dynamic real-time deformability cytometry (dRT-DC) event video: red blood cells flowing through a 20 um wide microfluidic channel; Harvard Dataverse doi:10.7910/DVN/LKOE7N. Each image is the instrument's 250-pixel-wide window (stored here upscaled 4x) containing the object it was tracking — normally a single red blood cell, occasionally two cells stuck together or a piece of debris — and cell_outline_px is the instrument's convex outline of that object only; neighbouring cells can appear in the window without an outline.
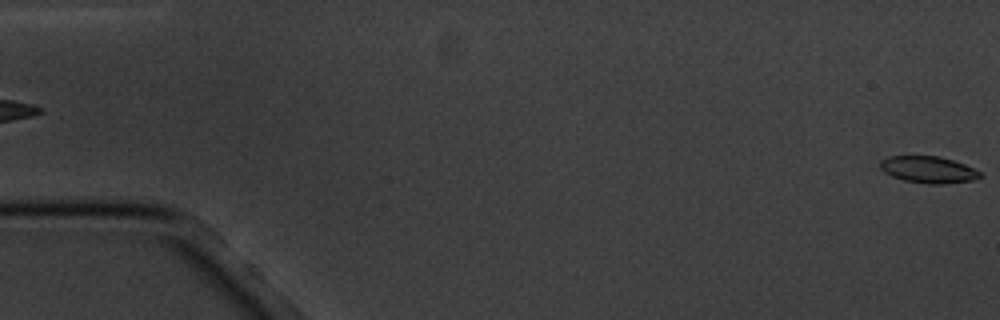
{"species": "common noctule bat (a hibernating species)", "species_latin": "Nyctalus noctula", "temperature_condition": "cold", "stored_images_in_passage": 5, "segment_of_instrument_passage": [2, 2], "camera_frame_rate_fps": 3000, "um_per_image_px": 0.085, "animal": {"sex": "male", "body_mass_g": 20.1, "forearm_length_mm": 53.5}, "frame": {"image": 1, "passage_image": 5, "time_ms": 5.333, "image_size_px": [1000, 320], "cell_outline_px": [[984, 176], [972, 180], [944, 184], [928, 184], [904, 180], [892, 176], [884, 172], [880, 168], [880, 160], [888, 156], [940, 156], [964, 164], [980, 172]], "centroid_in_image_um": [78.89, 14.42], "position_along_channel_um": 6.1, "area_um2": 15.55}}